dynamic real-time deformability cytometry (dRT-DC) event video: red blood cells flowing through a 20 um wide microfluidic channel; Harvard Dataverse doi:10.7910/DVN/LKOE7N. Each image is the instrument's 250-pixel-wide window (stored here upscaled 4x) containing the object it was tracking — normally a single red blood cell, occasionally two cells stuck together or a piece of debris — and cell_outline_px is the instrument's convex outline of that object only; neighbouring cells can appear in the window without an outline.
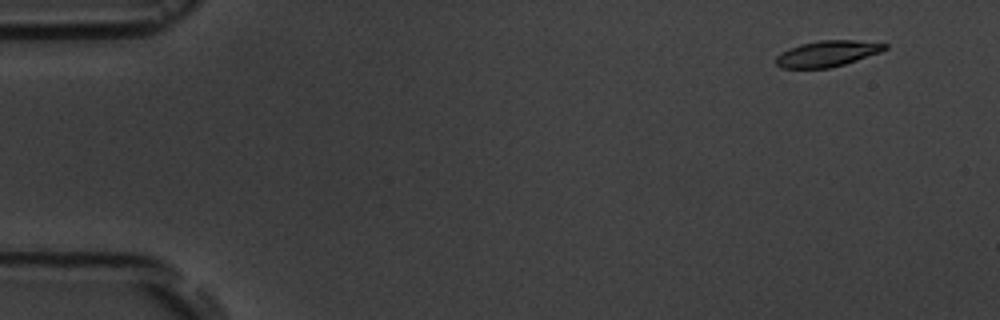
{"species": "common noctule bat (a hibernating species)", "species_latin": "Nyctalus noctula", "temperature_condition": "room temperature", "stored_images_in_passage": 8, "camera_frame_rate_fps": 3000, "um_per_image_px": 0.085, "animal": {"sex": "male", "body_mass_g": 19.5, "forearm_length_mm": 54.6}, "frame": {"image": 1, "passage_image": 1, "time_ms": 0.0, "image_size_px": [1000, 320], "cell_outline_px": [[888, 48], [880, 52], [844, 64], [828, 68], [780, 68], [776, 64], [776, 56], [788, 48], [800, 44], [820, 40], [856, 40], [888, 44]], "centroid_in_image_um": [70.3, 4.55], "position_along_channel_um": 14.7, "area_um2": 16.42}}
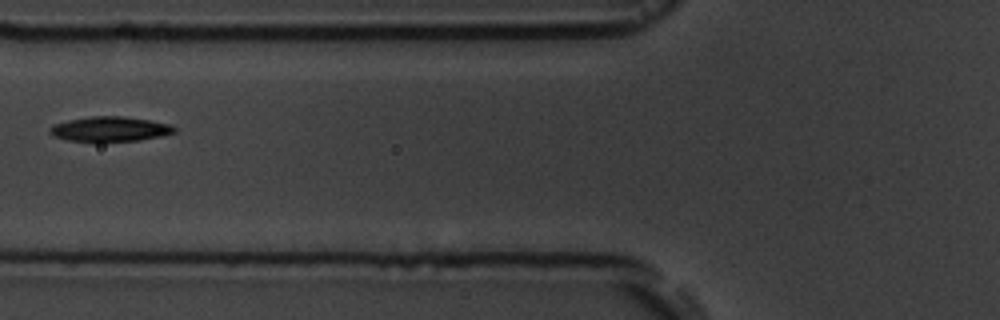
{"frame": {"image": 2, "passage_image": 6, "time_ms": 6.0, "image_size_px": [1000, 320], "cell_outline_px": [[176, 132], [160, 136], [140, 140], [68, 140], [52, 136], [48, 132], [48, 128], [52, 124], [68, 120], [92, 116], [124, 116], [148, 120], [168, 124], [176, 128]], "centroid_in_image_um": [9.3, 10.95], "position_along_channel_um": 116.5, "area_um2": 17.69}}
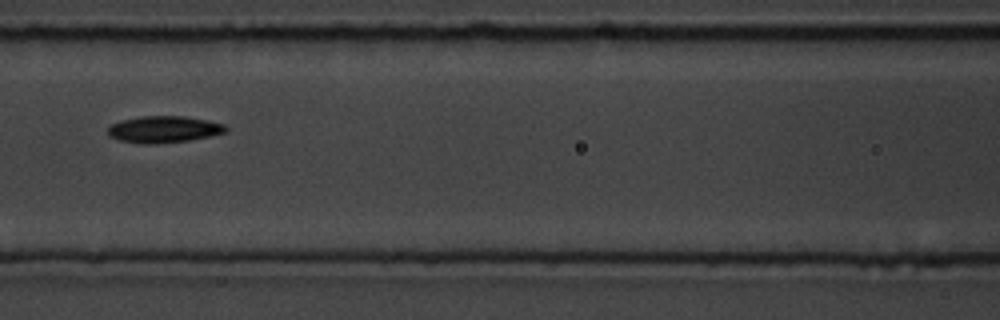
{"frame": {"image": 3, "passage_image": 7, "time_ms": 7.0, "image_size_px": [1000, 320], "cell_outline_px": [[228, 132], [188, 140], [156, 144], [140, 144], [116, 140], [108, 136], [108, 128], [112, 124], [120, 120], [140, 116], [184, 116], [208, 120], [224, 124], [228, 128]], "centroid_in_image_um": [13.89, 11.0], "position_along_channel_um": 152.7, "area_um2": 18.55}}